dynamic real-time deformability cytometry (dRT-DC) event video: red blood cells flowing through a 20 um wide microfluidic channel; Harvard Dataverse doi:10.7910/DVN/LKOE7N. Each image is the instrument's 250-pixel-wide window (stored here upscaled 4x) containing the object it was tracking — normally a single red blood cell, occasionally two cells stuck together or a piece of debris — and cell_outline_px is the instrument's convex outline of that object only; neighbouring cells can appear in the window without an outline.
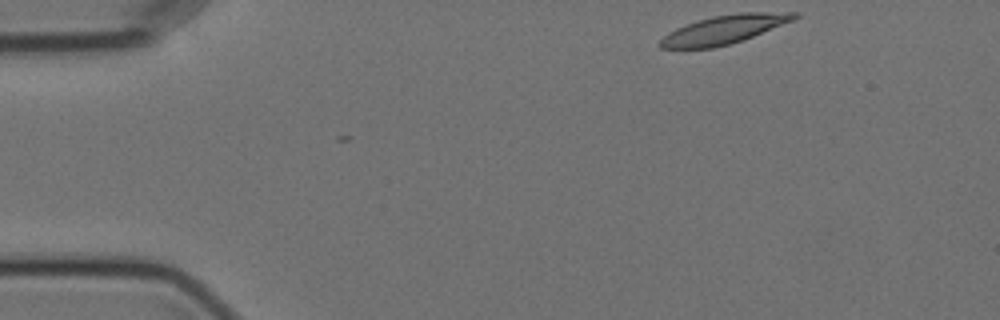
{"species": "Egyptian fruit bat (a non-hibernating species)", "species_latin": "Rousettus aegyptiacus", "temperature_condition": "cold", "stored_images_in_passage": 3, "camera_frame_rate_fps": 3000, "um_per_image_px": 0.085, "animal": {"sex": "female"}, "frame": {"image": 1, "passage_image": 1, "time_ms": 0.0, "image_size_px": [1000, 320], "cell_outline_px": [[800, 16], [792, 20], [744, 40], [712, 48], [660, 48], [656, 44], [668, 32], [676, 28], [712, 16], [740, 12], [800, 12]], "centroid_in_image_um": [61.54, 2.51], "position_along_channel_um": 23.5, "area_um2": 22.2}}